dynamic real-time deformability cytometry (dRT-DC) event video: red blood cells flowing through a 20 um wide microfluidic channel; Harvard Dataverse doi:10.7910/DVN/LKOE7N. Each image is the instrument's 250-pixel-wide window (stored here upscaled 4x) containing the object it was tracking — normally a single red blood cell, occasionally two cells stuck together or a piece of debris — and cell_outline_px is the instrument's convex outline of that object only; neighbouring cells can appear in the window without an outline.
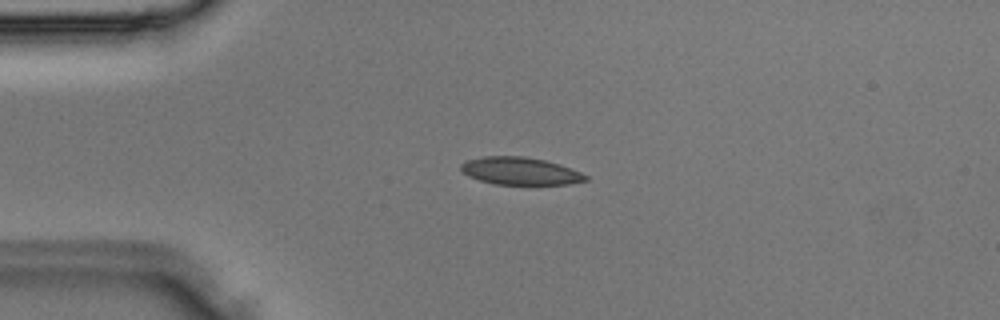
{"species": "Egyptian fruit bat (a non-hibernating species)", "species_latin": "Rousettus aegyptiacus", "temperature_condition": "room temperature", "stored_images_in_passage": 2, "camera_frame_rate_fps": 3000, "um_per_image_px": 0.085, "animal": {"sex": "male"}, "frame": {"image": 1, "passage_image": 1, "time_ms": 0.0, "image_size_px": [1000, 320], "cell_outline_px": [[588, 180], [568, 184], [492, 184], [468, 176], [460, 168], [460, 164], [468, 160], [484, 156], [524, 156], [544, 160], [560, 164], [580, 172], [588, 176]], "centroid_in_image_um": [44.21, 14.53], "position_along_channel_um": 40.8, "area_um2": 19.88}}